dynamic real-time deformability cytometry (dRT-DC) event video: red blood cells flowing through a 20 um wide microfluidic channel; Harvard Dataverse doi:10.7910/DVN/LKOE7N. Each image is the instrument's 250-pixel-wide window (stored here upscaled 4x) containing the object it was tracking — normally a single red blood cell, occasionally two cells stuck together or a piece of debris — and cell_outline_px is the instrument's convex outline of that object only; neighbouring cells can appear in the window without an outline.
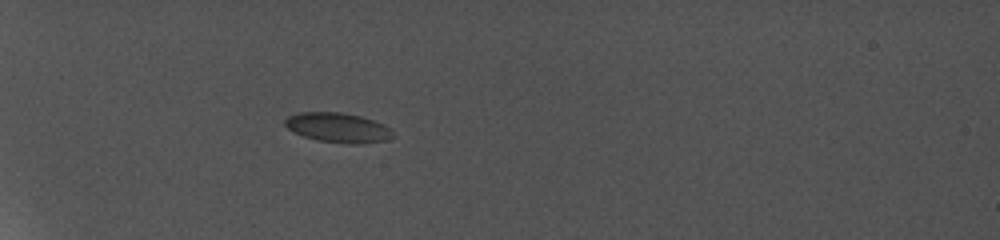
{"species": "common noctule bat (a hibernating species)", "species_latin": "Nyctalus noctula", "temperature_condition": "cold", "stored_images_in_passage": 8, "camera_frame_rate_fps": 5000, "um_per_image_px": 0.085, "animal": {"sex": "female", "body_mass_g": 19.0, "forearm_length_mm": 56.7}, "frame": {"image": 1, "passage_image": 2, "time_ms": 1.0, "image_size_px": [1000, 240], "cell_outline_px": [[388, 128], [384, 140], [320, 140], [304, 136], [288, 128], [284, 124], [284, 120], [288, 116], [300, 112], [336, 112], [360, 116], [372, 120]], "centroid_in_image_um": [28.5, 10.75], "position_along_channel_um": 56.5, "area_um2": 16.7}}
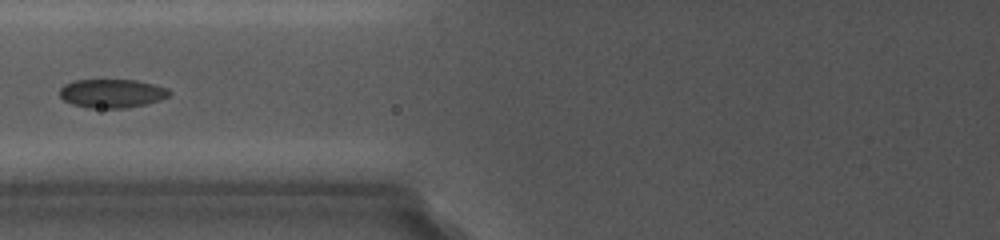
{"frame": {"image": 2, "passage_image": 5, "time_ms": 3.8, "image_size_px": [1000, 240], "cell_outline_px": [[168, 96], [144, 104], [124, 108], [88, 108], [72, 104], [64, 100], [60, 96], [60, 88], [64, 84], [76, 80], [136, 80], [152, 84], [164, 88], [168, 92]], "centroid_in_image_um": [9.42, 7.94], "position_along_channel_um": 116.4, "area_um2": 17.92}}
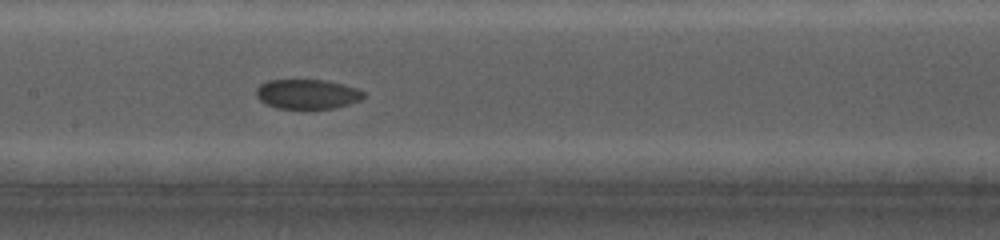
{"frame": {"image": 3, "passage_image": 7, "time_ms": 5.6, "image_size_px": [1000, 240], "cell_outline_px": [[364, 96], [360, 100], [332, 108], [276, 108], [260, 100], [256, 96], [256, 88], [260, 84], [268, 80], [324, 80], [340, 84], [364, 92]], "centroid_in_image_um": [26.05, 7.99], "position_along_channel_um": 181.4, "area_um2": 18.09}}